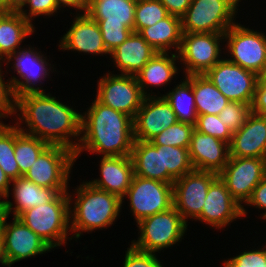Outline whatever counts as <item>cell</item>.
<instances>
[{
	"instance_id": "b9f144b4",
	"label": "cell",
	"mask_w": 266,
	"mask_h": 267,
	"mask_svg": "<svg viewBox=\"0 0 266 267\" xmlns=\"http://www.w3.org/2000/svg\"><path fill=\"white\" fill-rule=\"evenodd\" d=\"M104 45L109 53L122 44L133 32L124 24L98 23Z\"/></svg>"
},
{
	"instance_id": "8992f818",
	"label": "cell",
	"mask_w": 266,
	"mask_h": 267,
	"mask_svg": "<svg viewBox=\"0 0 266 267\" xmlns=\"http://www.w3.org/2000/svg\"><path fill=\"white\" fill-rule=\"evenodd\" d=\"M188 223L181 214L170 209L145 217L136 223L138 238L131 241V245L141 251L157 254L166 249L179 246L187 235Z\"/></svg>"
},
{
	"instance_id": "8fae6325",
	"label": "cell",
	"mask_w": 266,
	"mask_h": 267,
	"mask_svg": "<svg viewBox=\"0 0 266 267\" xmlns=\"http://www.w3.org/2000/svg\"><path fill=\"white\" fill-rule=\"evenodd\" d=\"M122 207L127 199L134 221L164 212L173 207V184L134 175L126 194L121 198Z\"/></svg>"
},
{
	"instance_id": "d4e9b609",
	"label": "cell",
	"mask_w": 266,
	"mask_h": 267,
	"mask_svg": "<svg viewBox=\"0 0 266 267\" xmlns=\"http://www.w3.org/2000/svg\"><path fill=\"white\" fill-rule=\"evenodd\" d=\"M58 193L56 189L40 187L24 176L12 180L4 198L6 214L11 216L13 213L12 216L18 218L24 211L50 202ZM11 195L13 201L9 199Z\"/></svg>"
},
{
	"instance_id": "836d02e7",
	"label": "cell",
	"mask_w": 266,
	"mask_h": 267,
	"mask_svg": "<svg viewBox=\"0 0 266 267\" xmlns=\"http://www.w3.org/2000/svg\"><path fill=\"white\" fill-rule=\"evenodd\" d=\"M162 160L163 170H167L175 180L194 170L189 156V148L163 145Z\"/></svg>"
},
{
	"instance_id": "7c38bea8",
	"label": "cell",
	"mask_w": 266,
	"mask_h": 267,
	"mask_svg": "<svg viewBox=\"0 0 266 267\" xmlns=\"http://www.w3.org/2000/svg\"><path fill=\"white\" fill-rule=\"evenodd\" d=\"M97 80L95 98L105 106L135 118L145 98L135 76L106 71ZM113 72V73H112Z\"/></svg>"
},
{
	"instance_id": "30bf717a",
	"label": "cell",
	"mask_w": 266,
	"mask_h": 267,
	"mask_svg": "<svg viewBox=\"0 0 266 267\" xmlns=\"http://www.w3.org/2000/svg\"><path fill=\"white\" fill-rule=\"evenodd\" d=\"M223 45L224 34L182 33L177 53L182 73L185 74L181 76L205 74L224 57Z\"/></svg>"
},
{
	"instance_id": "f6af8a7d",
	"label": "cell",
	"mask_w": 266,
	"mask_h": 267,
	"mask_svg": "<svg viewBox=\"0 0 266 267\" xmlns=\"http://www.w3.org/2000/svg\"><path fill=\"white\" fill-rule=\"evenodd\" d=\"M250 107L252 113L266 117V84L257 82Z\"/></svg>"
},
{
	"instance_id": "5bb4252c",
	"label": "cell",
	"mask_w": 266,
	"mask_h": 267,
	"mask_svg": "<svg viewBox=\"0 0 266 267\" xmlns=\"http://www.w3.org/2000/svg\"><path fill=\"white\" fill-rule=\"evenodd\" d=\"M205 75L229 101L251 105L258 82L256 73L223 57Z\"/></svg>"
},
{
	"instance_id": "74e56055",
	"label": "cell",
	"mask_w": 266,
	"mask_h": 267,
	"mask_svg": "<svg viewBox=\"0 0 266 267\" xmlns=\"http://www.w3.org/2000/svg\"><path fill=\"white\" fill-rule=\"evenodd\" d=\"M195 129L201 133L211 135L230 145L233 133L224 125L223 120L218 115L202 114L198 115Z\"/></svg>"
},
{
	"instance_id": "11a10c76",
	"label": "cell",
	"mask_w": 266,
	"mask_h": 267,
	"mask_svg": "<svg viewBox=\"0 0 266 267\" xmlns=\"http://www.w3.org/2000/svg\"><path fill=\"white\" fill-rule=\"evenodd\" d=\"M100 0H87V8L93 3V2H97Z\"/></svg>"
},
{
	"instance_id": "f35d334b",
	"label": "cell",
	"mask_w": 266,
	"mask_h": 267,
	"mask_svg": "<svg viewBox=\"0 0 266 267\" xmlns=\"http://www.w3.org/2000/svg\"><path fill=\"white\" fill-rule=\"evenodd\" d=\"M61 11L63 13L64 10L60 8L56 0H28L25 7L19 13L32 25H35L34 22L36 18L39 19V17L42 18V16H44V18L55 16L56 18Z\"/></svg>"
},
{
	"instance_id": "cb8c5ba5",
	"label": "cell",
	"mask_w": 266,
	"mask_h": 267,
	"mask_svg": "<svg viewBox=\"0 0 266 267\" xmlns=\"http://www.w3.org/2000/svg\"><path fill=\"white\" fill-rule=\"evenodd\" d=\"M157 53L138 33L131 35L109 55L118 74L135 76L144 65Z\"/></svg>"
},
{
	"instance_id": "f907efd6",
	"label": "cell",
	"mask_w": 266,
	"mask_h": 267,
	"mask_svg": "<svg viewBox=\"0 0 266 267\" xmlns=\"http://www.w3.org/2000/svg\"><path fill=\"white\" fill-rule=\"evenodd\" d=\"M6 216L7 214H6L5 201L4 198H0V232L2 229L3 221Z\"/></svg>"
},
{
	"instance_id": "3957f363",
	"label": "cell",
	"mask_w": 266,
	"mask_h": 267,
	"mask_svg": "<svg viewBox=\"0 0 266 267\" xmlns=\"http://www.w3.org/2000/svg\"><path fill=\"white\" fill-rule=\"evenodd\" d=\"M76 185L68 195L70 200L71 237L77 241L83 233L106 230L114 226L122 212V199L112 193L99 189L87 180Z\"/></svg>"
},
{
	"instance_id": "c3c4849f",
	"label": "cell",
	"mask_w": 266,
	"mask_h": 267,
	"mask_svg": "<svg viewBox=\"0 0 266 267\" xmlns=\"http://www.w3.org/2000/svg\"><path fill=\"white\" fill-rule=\"evenodd\" d=\"M11 179L4 173L0 166V197L5 198L9 192Z\"/></svg>"
},
{
	"instance_id": "f5cc1de1",
	"label": "cell",
	"mask_w": 266,
	"mask_h": 267,
	"mask_svg": "<svg viewBox=\"0 0 266 267\" xmlns=\"http://www.w3.org/2000/svg\"><path fill=\"white\" fill-rule=\"evenodd\" d=\"M258 83L266 84V61L263 64L261 71L257 74Z\"/></svg>"
},
{
	"instance_id": "681fc988",
	"label": "cell",
	"mask_w": 266,
	"mask_h": 267,
	"mask_svg": "<svg viewBox=\"0 0 266 267\" xmlns=\"http://www.w3.org/2000/svg\"><path fill=\"white\" fill-rule=\"evenodd\" d=\"M28 0H5L8 12L19 13L27 4Z\"/></svg>"
},
{
	"instance_id": "7dc6e473",
	"label": "cell",
	"mask_w": 266,
	"mask_h": 267,
	"mask_svg": "<svg viewBox=\"0 0 266 267\" xmlns=\"http://www.w3.org/2000/svg\"><path fill=\"white\" fill-rule=\"evenodd\" d=\"M60 8L65 10V8L71 11H76L75 13H85L87 10V0H56Z\"/></svg>"
},
{
	"instance_id": "60d3db41",
	"label": "cell",
	"mask_w": 266,
	"mask_h": 267,
	"mask_svg": "<svg viewBox=\"0 0 266 267\" xmlns=\"http://www.w3.org/2000/svg\"><path fill=\"white\" fill-rule=\"evenodd\" d=\"M2 67V63H0V122H4L3 120H6L7 118L12 119V122L16 116L17 97L14 94L13 87L9 79H6L5 81L4 78L7 76ZM10 116L14 117L11 118Z\"/></svg>"
},
{
	"instance_id": "277c9868",
	"label": "cell",
	"mask_w": 266,
	"mask_h": 267,
	"mask_svg": "<svg viewBox=\"0 0 266 267\" xmlns=\"http://www.w3.org/2000/svg\"><path fill=\"white\" fill-rule=\"evenodd\" d=\"M24 45L2 61L3 67L9 65L5 71L7 76L8 73L11 74L10 72L14 74V76L11 74L8 79L13 87L15 96L18 97L28 93L49 92L43 89L44 86L42 85L45 84L46 79L48 81L50 78L49 80L51 81L52 73H58L60 71H56L54 65H51L50 59L47 58L44 51L42 53L41 49L34 47V44L31 46V43Z\"/></svg>"
},
{
	"instance_id": "f546056e",
	"label": "cell",
	"mask_w": 266,
	"mask_h": 267,
	"mask_svg": "<svg viewBox=\"0 0 266 267\" xmlns=\"http://www.w3.org/2000/svg\"><path fill=\"white\" fill-rule=\"evenodd\" d=\"M192 85L197 115H219L229 100L205 74L184 76Z\"/></svg>"
},
{
	"instance_id": "4dcf8cb0",
	"label": "cell",
	"mask_w": 266,
	"mask_h": 267,
	"mask_svg": "<svg viewBox=\"0 0 266 267\" xmlns=\"http://www.w3.org/2000/svg\"><path fill=\"white\" fill-rule=\"evenodd\" d=\"M181 81V82H180ZM174 88L161 94L171 105L177 120L183 123L196 125L197 112L191 83L183 77Z\"/></svg>"
},
{
	"instance_id": "ab89813d",
	"label": "cell",
	"mask_w": 266,
	"mask_h": 267,
	"mask_svg": "<svg viewBox=\"0 0 266 267\" xmlns=\"http://www.w3.org/2000/svg\"><path fill=\"white\" fill-rule=\"evenodd\" d=\"M250 113V105L229 101L218 116L233 133L243 126Z\"/></svg>"
},
{
	"instance_id": "83f0119b",
	"label": "cell",
	"mask_w": 266,
	"mask_h": 267,
	"mask_svg": "<svg viewBox=\"0 0 266 267\" xmlns=\"http://www.w3.org/2000/svg\"><path fill=\"white\" fill-rule=\"evenodd\" d=\"M139 34L160 53L177 54L182 40L181 18L168 15L150 27L143 28Z\"/></svg>"
},
{
	"instance_id": "7402d4cb",
	"label": "cell",
	"mask_w": 266,
	"mask_h": 267,
	"mask_svg": "<svg viewBox=\"0 0 266 267\" xmlns=\"http://www.w3.org/2000/svg\"><path fill=\"white\" fill-rule=\"evenodd\" d=\"M229 149L230 157L266 158V117L251 112L233 132Z\"/></svg>"
},
{
	"instance_id": "816d5d0a",
	"label": "cell",
	"mask_w": 266,
	"mask_h": 267,
	"mask_svg": "<svg viewBox=\"0 0 266 267\" xmlns=\"http://www.w3.org/2000/svg\"><path fill=\"white\" fill-rule=\"evenodd\" d=\"M0 263L2 266L7 265V261L4 255V245H3V235L2 232H0Z\"/></svg>"
},
{
	"instance_id": "5b68a950",
	"label": "cell",
	"mask_w": 266,
	"mask_h": 267,
	"mask_svg": "<svg viewBox=\"0 0 266 267\" xmlns=\"http://www.w3.org/2000/svg\"><path fill=\"white\" fill-rule=\"evenodd\" d=\"M52 249L71 241L68 192L58 193L50 202L24 211L18 217Z\"/></svg>"
},
{
	"instance_id": "f1b7e54d",
	"label": "cell",
	"mask_w": 266,
	"mask_h": 267,
	"mask_svg": "<svg viewBox=\"0 0 266 267\" xmlns=\"http://www.w3.org/2000/svg\"><path fill=\"white\" fill-rule=\"evenodd\" d=\"M137 0H100L93 2L86 14L97 23L124 24L134 31V13Z\"/></svg>"
},
{
	"instance_id": "44dd1931",
	"label": "cell",
	"mask_w": 266,
	"mask_h": 267,
	"mask_svg": "<svg viewBox=\"0 0 266 267\" xmlns=\"http://www.w3.org/2000/svg\"><path fill=\"white\" fill-rule=\"evenodd\" d=\"M179 65L178 54L157 52L135 75L142 94L145 97L161 96L159 90L156 94L150 89L152 87H154L152 89H155V87L163 89V86L165 88L168 85H172V80L174 81L175 79L176 81L179 78L178 74L182 71Z\"/></svg>"
},
{
	"instance_id": "ee69618b",
	"label": "cell",
	"mask_w": 266,
	"mask_h": 267,
	"mask_svg": "<svg viewBox=\"0 0 266 267\" xmlns=\"http://www.w3.org/2000/svg\"><path fill=\"white\" fill-rule=\"evenodd\" d=\"M256 208L259 212L261 210L259 219H263L266 222V176L261 180V182L254 188L251 198L246 202L245 206L242 207V216L248 218L246 216L248 214V210L246 207Z\"/></svg>"
},
{
	"instance_id": "9a60e30c",
	"label": "cell",
	"mask_w": 266,
	"mask_h": 267,
	"mask_svg": "<svg viewBox=\"0 0 266 267\" xmlns=\"http://www.w3.org/2000/svg\"><path fill=\"white\" fill-rule=\"evenodd\" d=\"M217 177L215 172L193 170L174 181L173 206L187 223L202 213L210 184Z\"/></svg>"
},
{
	"instance_id": "e575fe53",
	"label": "cell",
	"mask_w": 266,
	"mask_h": 267,
	"mask_svg": "<svg viewBox=\"0 0 266 267\" xmlns=\"http://www.w3.org/2000/svg\"><path fill=\"white\" fill-rule=\"evenodd\" d=\"M169 15L159 0H137L134 13V32L150 27Z\"/></svg>"
},
{
	"instance_id": "7bdbcfd3",
	"label": "cell",
	"mask_w": 266,
	"mask_h": 267,
	"mask_svg": "<svg viewBox=\"0 0 266 267\" xmlns=\"http://www.w3.org/2000/svg\"><path fill=\"white\" fill-rule=\"evenodd\" d=\"M122 262V267H165L164 261L159 259L157 253L138 250L131 244L127 247Z\"/></svg>"
},
{
	"instance_id": "9c48e42d",
	"label": "cell",
	"mask_w": 266,
	"mask_h": 267,
	"mask_svg": "<svg viewBox=\"0 0 266 267\" xmlns=\"http://www.w3.org/2000/svg\"><path fill=\"white\" fill-rule=\"evenodd\" d=\"M249 27L240 21L224 33V57L258 74L266 61V35L264 31Z\"/></svg>"
},
{
	"instance_id": "ffe728a7",
	"label": "cell",
	"mask_w": 266,
	"mask_h": 267,
	"mask_svg": "<svg viewBox=\"0 0 266 267\" xmlns=\"http://www.w3.org/2000/svg\"><path fill=\"white\" fill-rule=\"evenodd\" d=\"M189 156L194 170L219 174L228 163L229 144L194 129L189 146Z\"/></svg>"
},
{
	"instance_id": "4fadbf2b",
	"label": "cell",
	"mask_w": 266,
	"mask_h": 267,
	"mask_svg": "<svg viewBox=\"0 0 266 267\" xmlns=\"http://www.w3.org/2000/svg\"><path fill=\"white\" fill-rule=\"evenodd\" d=\"M231 196L243 207L266 176V158L229 157L218 174Z\"/></svg>"
},
{
	"instance_id": "bcb514c9",
	"label": "cell",
	"mask_w": 266,
	"mask_h": 267,
	"mask_svg": "<svg viewBox=\"0 0 266 267\" xmlns=\"http://www.w3.org/2000/svg\"><path fill=\"white\" fill-rule=\"evenodd\" d=\"M170 15L181 18L187 11L191 0H159Z\"/></svg>"
},
{
	"instance_id": "db71d44e",
	"label": "cell",
	"mask_w": 266,
	"mask_h": 267,
	"mask_svg": "<svg viewBox=\"0 0 266 267\" xmlns=\"http://www.w3.org/2000/svg\"><path fill=\"white\" fill-rule=\"evenodd\" d=\"M4 13H9V12L6 10L5 0H0V15Z\"/></svg>"
},
{
	"instance_id": "484cf974",
	"label": "cell",
	"mask_w": 266,
	"mask_h": 267,
	"mask_svg": "<svg viewBox=\"0 0 266 267\" xmlns=\"http://www.w3.org/2000/svg\"><path fill=\"white\" fill-rule=\"evenodd\" d=\"M134 175L173 184L175 179L163 170L162 146L151 141L134 140L131 150Z\"/></svg>"
},
{
	"instance_id": "603a6c76",
	"label": "cell",
	"mask_w": 266,
	"mask_h": 267,
	"mask_svg": "<svg viewBox=\"0 0 266 267\" xmlns=\"http://www.w3.org/2000/svg\"><path fill=\"white\" fill-rule=\"evenodd\" d=\"M99 176L87 180L93 186L115 194L122 198L128 191L134 176L133 163L130 156L99 157Z\"/></svg>"
},
{
	"instance_id": "d6986e66",
	"label": "cell",
	"mask_w": 266,
	"mask_h": 267,
	"mask_svg": "<svg viewBox=\"0 0 266 267\" xmlns=\"http://www.w3.org/2000/svg\"><path fill=\"white\" fill-rule=\"evenodd\" d=\"M177 121L175 112L164 96L145 97L133 119L134 140L151 141Z\"/></svg>"
},
{
	"instance_id": "ac0fdd59",
	"label": "cell",
	"mask_w": 266,
	"mask_h": 267,
	"mask_svg": "<svg viewBox=\"0 0 266 267\" xmlns=\"http://www.w3.org/2000/svg\"><path fill=\"white\" fill-rule=\"evenodd\" d=\"M71 14L73 16L71 26L59 38L58 50L60 49L63 52L75 51L81 53L82 56L83 54H92V56H106V58H109L110 53L104 45L98 23L86 13H72L70 11V17Z\"/></svg>"
},
{
	"instance_id": "d6a6232c",
	"label": "cell",
	"mask_w": 266,
	"mask_h": 267,
	"mask_svg": "<svg viewBox=\"0 0 266 267\" xmlns=\"http://www.w3.org/2000/svg\"><path fill=\"white\" fill-rule=\"evenodd\" d=\"M15 124L0 122V166L12 180L22 177L15 160Z\"/></svg>"
},
{
	"instance_id": "52a82bcc",
	"label": "cell",
	"mask_w": 266,
	"mask_h": 267,
	"mask_svg": "<svg viewBox=\"0 0 266 267\" xmlns=\"http://www.w3.org/2000/svg\"><path fill=\"white\" fill-rule=\"evenodd\" d=\"M241 3L242 0H191L181 17L182 33L224 34L236 23Z\"/></svg>"
},
{
	"instance_id": "8d00e7d4",
	"label": "cell",
	"mask_w": 266,
	"mask_h": 267,
	"mask_svg": "<svg viewBox=\"0 0 266 267\" xmlns=\"http://www.w3.org/2000/svg\"><path fill=\"white\" fill-rule=\"evenodd\" d=\"M259 246V247H258ZM254 249L241 250L236 256L222 261V267H266V242L265 245H258Z\"/></svg>"
},
{
	"instance_id": "e0dca14e",
	"label": "cell",
	"mask_w": 266,
	"mask_h": 267,
	"mask_svg": "<svg viewBox=\"0 0 266 267\" xmlns=\"http://www.w3.org/2000/svg\"><path fill=\"white\" fill-rule=\"evenodd\" d=\"M237 219H243L242 206L231 196L225 183L218 176L210 184L202 213L194 222L205 223L211 229L224 230Z\"/></svg>"
},
{
	"instance_id": "7a4b0ae2",
	"label": "cell",
	"mask_w": 266,
	"mask_h": 267,
	"mask_svg": "<svg viewBox=\"0 0 266 267\" xmlns=\"http://www.w3.org/2000/svg\"><path fill=\"white\" fill-rule=\"evenodd\" d=\"M82 112L81 138L75 159L81 153L100 156H130L134 144L133 118L100 103L96 98Z\"/></svg>"
},
{
	"instance_id": "d590c367",
	"label": "cell",
	"mask_w": 266,
	"mask_h": 267,
	"mask_svg": "<svg viewBox=\"0 0 266 267\" xmlns=\"http://www.w3.org/2000/svg\"><path fill=\"white\" fill-rule=\"evenodd\" d=\"M194 129L195 126L192 124L177 121L162 133L155 136L151 142L156 146L170 145L189 148Z\"/></svg>"
},
{
	"instance_id": "6da1fadb",
	"label": "cell",
	"mask_w": 266,
	"mask_h": 267,
	"mask_svg": "<svg viewBox=\"0 0 266 267\" xmlns=\"http://www.w3.org/2000/svg\"><path fill=\"white\" fill-rule=\"evenodd\" d=\"M57 98L50 92L18 96L13 122L21 132L75 152L81 138L82 112Z\"/></svg>"
},
{
	"instance_id": "2e32d148",
	"label": "cell",
	"mask_w": 266,
	"mask_h": 267,
	"mask_svg": "<svg viewBox=\"0 0 266 267\" xmlns=\"http://www.w3.org/2000/svg\"><path fill=\"white\" fill-rule=\"evenodd\" d=\"M6 216L2 225L4 255L7 264L13 265L36 255L53 250L43 239L26 226L19 218L13 217L10 222Z\"/></svg>"
},
{
	"instance_id": "1f68e13d",
	"label": "cell",
	"mask_w": 266,
	"mask_h": 267,
	"mask_svg": "<svg viewBox=\"0 0 266 267\" xmlns=\"http://www.w3.org/2000/svg\"><path fill=\"white\" fill-rule=\"evenodd\" d=\"M50 144L35 136L21 132L15 125V160L22 176L34 164V161Z\"/></svg>"
},
{
	"instance_id": "ba28073f",
	"label": "cell",
	"mask_w": 266,
	"mask_h": 267,
	"mask_svg": "<svg viewBox=\"0 0 266 267\" xmlns=\"http://www.w3.org/2000/svg\"><path fill=\"white\" fill-rule=\"evenodd\" d=\"M75 162V152L71 149L49 145L24 177L40 187L56 189L59 193L68 192Z\"/></svg>"
},
{
	"instance_id": "4316f807",
	"label": "cell",
	"mask_w": 266,
	"mask_h": 267,
	"mask_svg": "<svg viewBox=\"0 0 266 267\" xmlns=\"http://www.w3.org/2000/svg\"><path fill=\"white\" fill-rule=\"evenodd\" d=\"M36 27L20 13H4L0 15V63L17 49L22 48V42L33 36Z\"/></svg>"
}]
</instances>
